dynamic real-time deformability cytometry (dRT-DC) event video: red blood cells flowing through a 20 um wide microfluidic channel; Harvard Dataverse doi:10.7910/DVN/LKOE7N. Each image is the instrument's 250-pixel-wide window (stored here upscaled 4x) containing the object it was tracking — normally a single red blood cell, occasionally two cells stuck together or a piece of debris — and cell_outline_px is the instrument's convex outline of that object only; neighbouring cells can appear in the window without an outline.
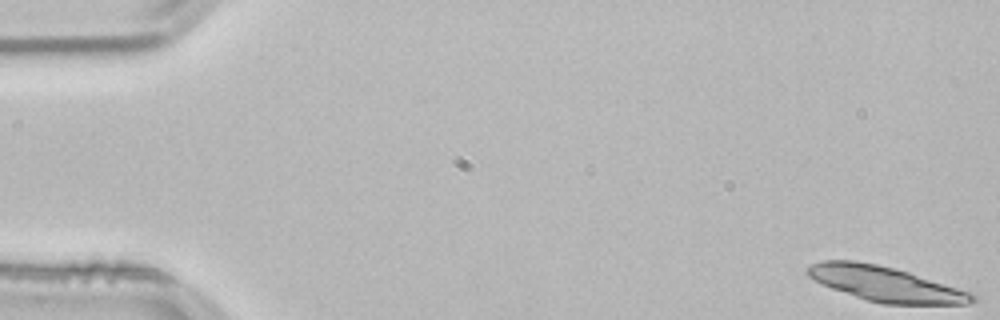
{"species": "common noctule bat (a hibernating species)", "species_latin": "Nyctalus noctula", "temperature_condition": "room temperature", "stored_images_in_passage": 52, "camera_frame_rate_fps": 3000, "um_per_image_px": 0.085, "animal": {"sex": "male", "body_mass_g": 21.5, "forearm_length_mm": 52.0}, "frame": {"image": 1, "passage_image": 1, "time_ms": 0.0, "image_size_px": [1000, 320], "cell_outline_px": [[976, 300], [968, 304], [884, 304], [868, 300], [832, 288], [808, 276], [804, 272], [804, 268], [820, 260], [856, 260], [876, 264], [908, 272], [968, 292], [976, 296]], "centroid_in_image_um": [75.2, 24.12], "position_along_channel_um": 9.8, "area_um2": 32.95}}
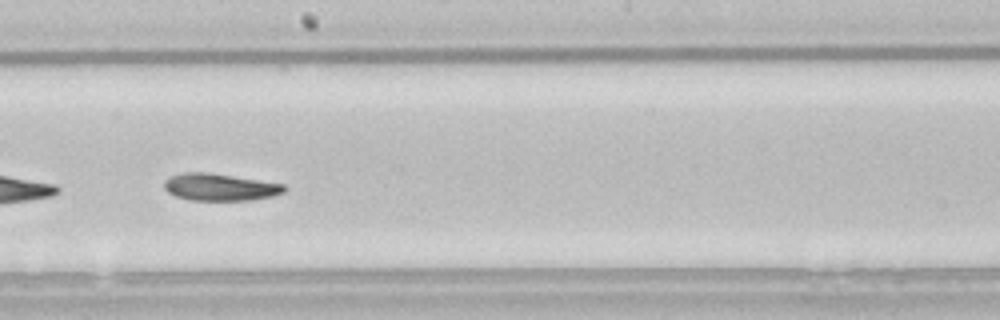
{"frame": {"image": 2, "passage_image": 30, "time_ms": 9.667, "image_size_px": [1000, 320], "cell_outline_px": [[288, 188], [284, 192], [272, 196], [252, 200], [188, 200], [176, 196], [168, 192], [164, 188], [164, 180], [172, 176], [184, 172], [208, 172], [284, 184]], "centroid_in_image_um": [18.69, 15.91], "position_along_channel_um": 229.5, "area_um2": 18.96}, "authors_computed_cell_mechanics": {"area_um2": 19.5364, "velocity_mm_per_s": 3.79, "shape_relaxation_time_tau1_ms": null, "shape_relaxation_time_tau2_ms": 10.5012, "deformation_change_tau1": null, "deformation_change_tau2": 0.1833}}